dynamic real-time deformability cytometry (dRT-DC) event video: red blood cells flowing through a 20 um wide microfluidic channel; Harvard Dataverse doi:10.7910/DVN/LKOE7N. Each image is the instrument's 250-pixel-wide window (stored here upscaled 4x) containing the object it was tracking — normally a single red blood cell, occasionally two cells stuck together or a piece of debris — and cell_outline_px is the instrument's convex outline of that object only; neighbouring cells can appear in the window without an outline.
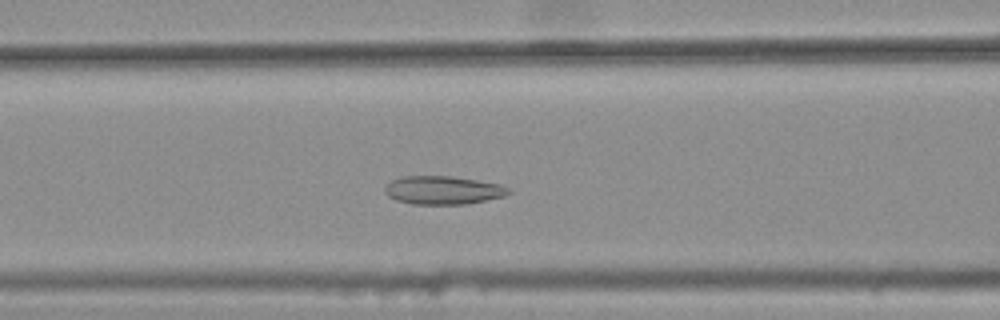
{"species": "common noctule bat (a hibernating species)", "species_latin": "Nyctalus noctula", "temperature_condition": "warm", "stored_images_in_passage": 40, "camera_frame_rate_fps": 3000, "um_per_image_px": 0.085, "animal": {"sex": "female", "body_mass_g": 25.1}, "frame": {"image": 1, "passage_image": 18, "time_ms": 5.667, "image_size_px": [1000, 320], "cell_outline_px": [[512, 192], [504, 196], [464, 204], [412, 204], [396, 200], [388, 196], [384, 192], [384, 188], [392, 180], [404, 176], [452, 176], [500, 184], [508, 188]], "centroid_in_image_um": [37.63, 16.16], "position_along_channel_um": 129.0, "area_um2": 20.29}}
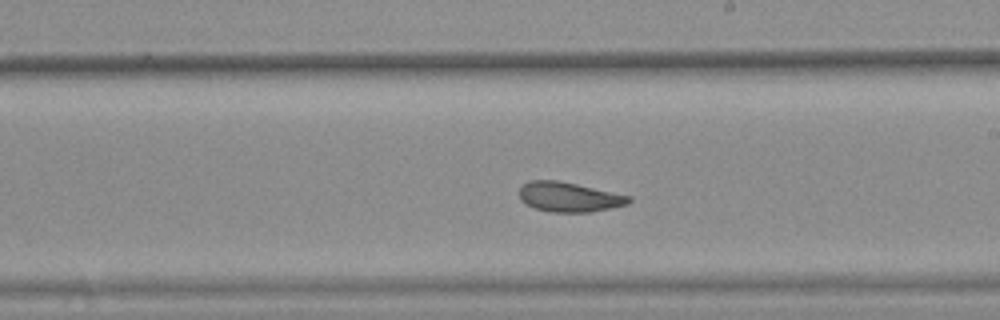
{"frame": {"image": 2, "passage_image": 27, "time_ms": 8.667, "image_size_px": [1000, 320], "cell_outline_px": [[632, 200], [628, 204], [592, 212], [548, 212], [532, 208], [524, 204], [520, 200], [520, 184], [528, 180], [560, 180], [632, 196]], "centroid_in_image_um": [48.33, 16.74], "position_along_channel_um": 240.7, "area_um2": 19.42}}
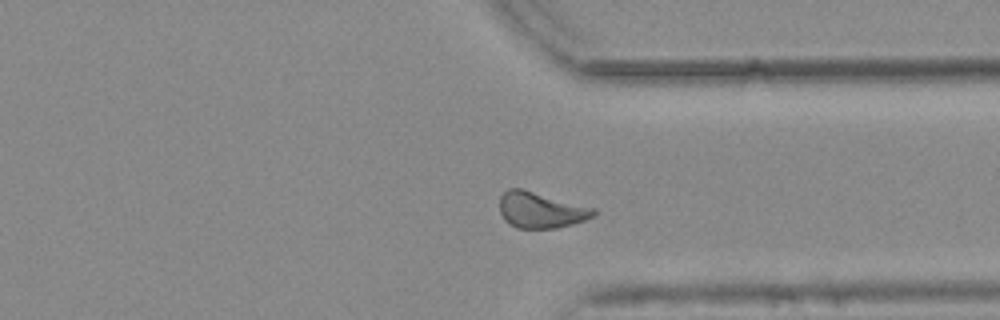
{"frame": {"image": 3, "passage_image": 37, "time_ms": 12.0, "image_size_px": [1000, 320], "cell_outline_px": [[596, 216], [572, 224], [556, 228], [516, 228], [508, 224], [504, 220], [500, 212], [500, 196], [508, 188], [520, 188], [596, 208]], "centroid_in_image_um": [45.96, 17.86], "position_along_channel_um": 365.4, "area_um2": 19.77}, "authors_computed_cell_mechanics": {"area_um2": 19.9121, "velocity_mm_per_s": 3.7331, "shape_relaxation_time_tau1_ms": null, "shape_relaxation_time_tau2_ms": 1.841, "deformation_change_tau1": null, "deformation_change_tau2": 0.0802}}